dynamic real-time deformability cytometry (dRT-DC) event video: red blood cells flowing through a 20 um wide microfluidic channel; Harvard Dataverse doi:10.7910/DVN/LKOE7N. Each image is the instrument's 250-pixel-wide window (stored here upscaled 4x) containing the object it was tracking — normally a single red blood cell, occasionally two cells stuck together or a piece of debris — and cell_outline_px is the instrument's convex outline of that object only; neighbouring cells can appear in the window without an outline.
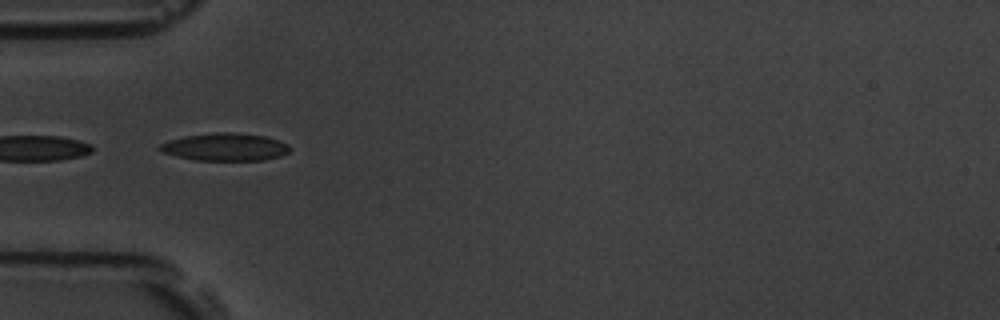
{"species": "common noctule bat (a hibernating species)", "species_latin": "Nyctalus noctula", "temperature_condition": "room temperature", "stored_images_in_passage": 6, "camera_frame_rate_fps": 3000, "um_per_image_px": 0.085, "animal": {"sex": "male", "body_mass_g": 19.5, "forearm_length_mm": 54.6}, "frame": {"image": 1, "passage_image": 2, "time_ms": 0.333, "image_size_px": [1000, 320], "cell_outline_px": [[292, 148], [288, 152], [280, 156], [264, 160], [196, 160], [164, 152], [156, 148], [160, 144], [168, 140], [184, 136], [216, 132], [232, 132], [264, 136], [288, 144]], "centroid_in_image_um": [19.14, 12.49], "position_along_channel_um": 65.9, "area_um2": 20.75}}